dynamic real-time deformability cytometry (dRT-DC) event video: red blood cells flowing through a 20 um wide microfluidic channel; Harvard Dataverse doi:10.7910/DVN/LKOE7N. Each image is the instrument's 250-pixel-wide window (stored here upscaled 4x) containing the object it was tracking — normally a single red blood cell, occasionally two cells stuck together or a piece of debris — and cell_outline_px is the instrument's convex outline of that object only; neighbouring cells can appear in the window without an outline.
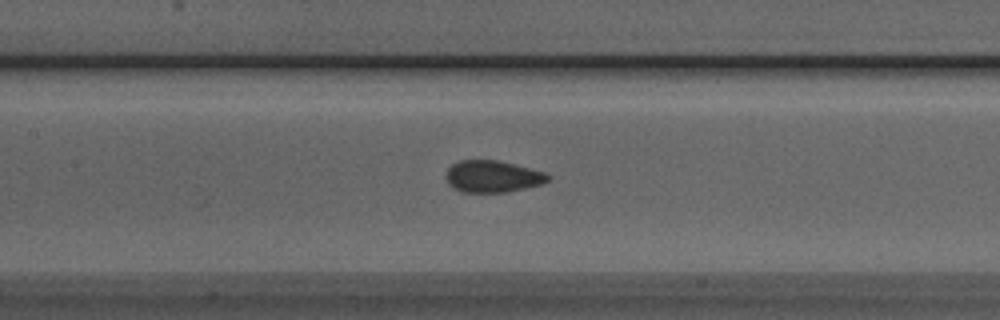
{"species": "Egyptian fruit bat (a non-hibernating species)", "species_latin": "Rousettus aegyptiacus", "temperature_condition": "room temperature", "stored_images_in_passage": 37, "camera_frame_rate_fps": 3000, "um_per_image_px": 0.085, "animal": {"sex": "male"}, "frame": {"image": 1, "passage_image": 9, "time_ms": 2.667, "image_size_px": [1000, 320], "cell_outline_px": [[552, 180], [544, 184], [504, 192], [460, 192], [452, 188], [448, 184], [444, 176], [448, 168], [452, 164], [460, 160], [500, 160], [544, 172], [552, 176]], "centroid_in_image_um": [41.87, 15.0], "position_along_channel_um": 165.5, "area_um2": 19.25}}
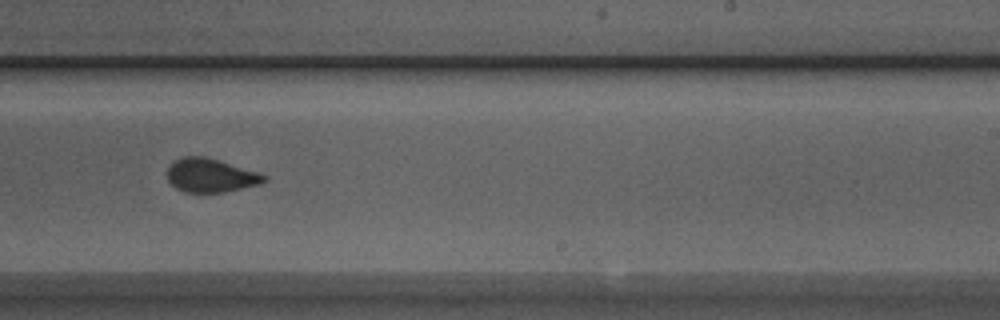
{"frame": {"image": 2, "passage_image": 17, "time_ms": 5.333, "image_size_px": [1000, 320], "cell_outline_px": [[268, 180], [260, 184], [224, 192], [184, 192], [176, 188], [168, 180], [168, 168], [180, 156], [204, 156], [220, 160], [260, 172], [268, 176]], "centroid_in_image_um": [17.95, 14.9], "position_along_channel_um": 271.0, "area_um2": 19.13}}
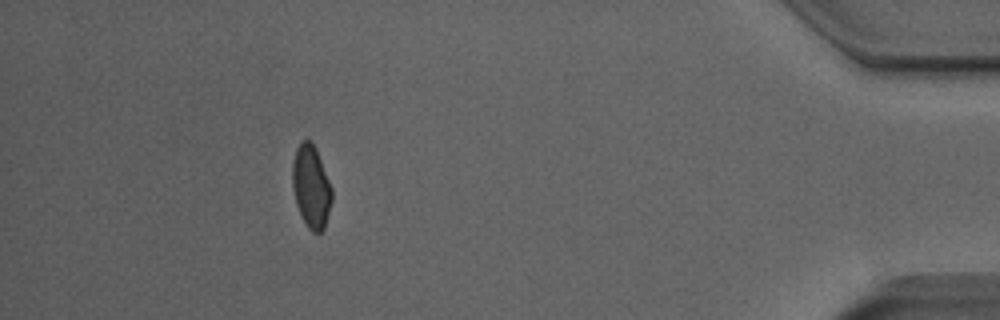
{"frame": {"image": 3, "passage_image": 32, "time_ms": 10.333, "image_size_px": [1000, 320], "cell_outline_px": [[332, 200], [324, 228], [320, 232], [312, 232], [308, 228], [300, 216], [296, 204], [292, 188], [292, 160], [296, 148], [300, 140], [308, 140], [316, 148], [332, 188]], "centroid_in_image_um": [26.43, 15.86], "position_along_channel_um": 408.8, "area_um2": 19.19}, "authors_computed_cell_mechanics": {"area_um2": 19.3052, "velocity_mm_per_s": 3.9762, "shape_relaxation_time_tau1_ms": 5.3171, "shape_relaxation_time_tau2_ms": 0.8828, "deformation_change_tau1": 0.1161, "deformation_change_tau2": 0.0631}}